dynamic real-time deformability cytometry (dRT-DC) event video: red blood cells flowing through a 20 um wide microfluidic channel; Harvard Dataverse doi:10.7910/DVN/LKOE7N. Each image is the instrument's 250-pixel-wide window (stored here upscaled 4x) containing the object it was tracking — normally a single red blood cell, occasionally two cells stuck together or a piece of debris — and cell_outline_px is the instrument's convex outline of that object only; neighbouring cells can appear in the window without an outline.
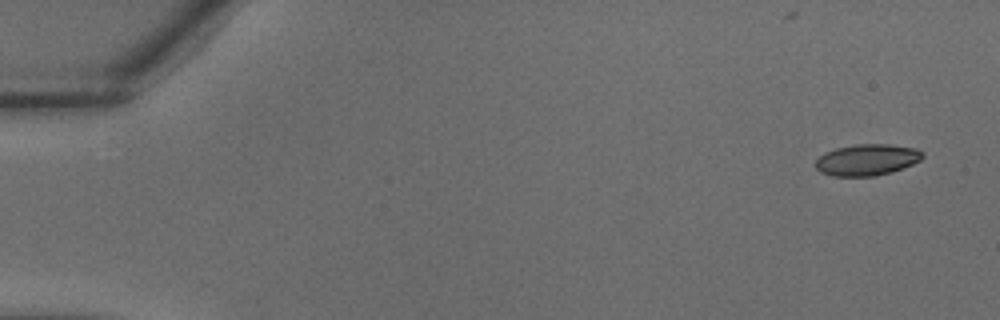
{"species": "common noctule bat (a hibernating species)", "species_latin": "Nyctalus noctula", "temperature_condition": "warm", "stored_images_in_passage": 37, "camera_frame_rate_fps": 3000, "um_per_image_px": 0.085, "animal": {"sex": "male", "body_mass_g": 18.8}, "frame": {"image": 1, "passage_image": 1, "time_ms": 0.0, "image_size_px": [1000, 320], "cell_outline_px": [[924, 156], [920, 160], [904, 168], [892, 172], [876, 176], [832, 176], [820, 172], [816, 168], [816, 160], [824, 152], [836, 148], [856, 144], [888, 144], [916, 148], [924, 152]], "centroid_in_image_um": [73.71, 13.58], "position_along_channel_um": 11.3, "area_um2": 19.71}}
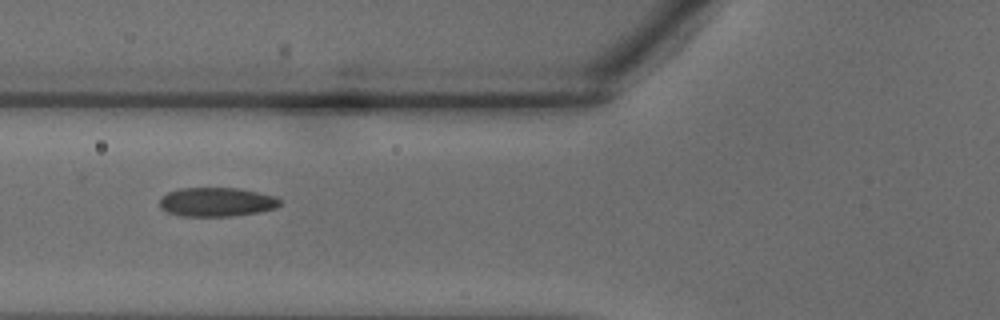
{"frame": {"image": 2, "passage_image": 14, "time_ms": 4.333, "image_size_px": [1000, 320], "cell_outline_px": [[280, 204], [276, 208], [260, 212], [232, 216], [180, 216], [168, 212], [160, 208], [160, 200], [168, 192], [180, 188], [236, 188], [276, 196], [280, 200]], "centroid_in_image_um": [18.42, 17.17], "position_along_channel_um": 107.4, "area_um2": 20.29}}
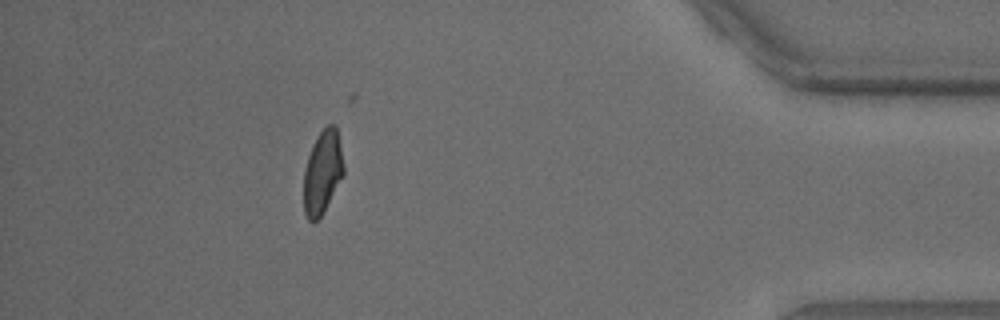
{"frame": {"image": 3, "passage_image": 33, "time_ms": 10.667, "image_size_px": [1000, 320], "cell_outline_px": [[344, 176], [320, 216], [312, 224], [308, 220], [304, 212], [304, 168], [312, 144], [316, 136], [328, 124], [336, 124], [344, 168]], "centroid_in_image_um": [27.41, 14.62], "position_along_channel_um": 407.8, "area_um2": 19.42}}